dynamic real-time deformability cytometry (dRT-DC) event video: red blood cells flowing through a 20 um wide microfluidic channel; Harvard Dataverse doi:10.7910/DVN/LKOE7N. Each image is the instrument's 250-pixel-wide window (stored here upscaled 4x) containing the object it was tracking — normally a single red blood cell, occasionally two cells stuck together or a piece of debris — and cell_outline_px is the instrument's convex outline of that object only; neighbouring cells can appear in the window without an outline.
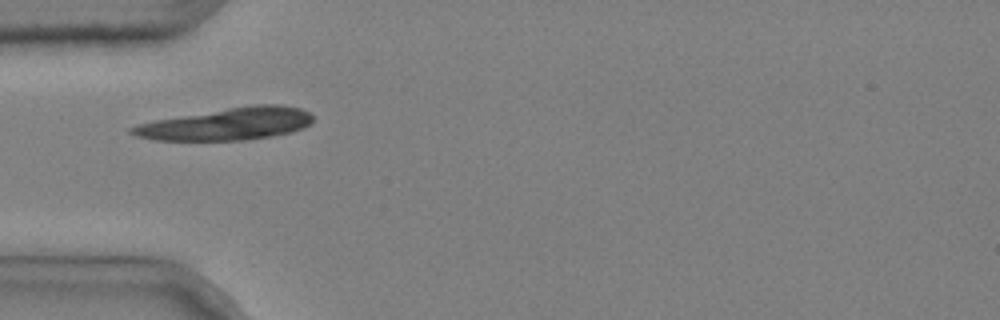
{"species": "common noctule bat (a hibernating species)", "species_latin": "Nyctalus noctula", "temperature_condition": "cold", "stored_images_in_passage": 5, "camera_frame_rate_fps": 3000, "um_per_image_px": 0.085, "animal": {"sex": "male", "body_mass_g": 20.4}, "frame": {"image": 1, "passage_image": 1, "time_ms": 0.0, "image_size_px": [1000, 320], "cell_outline_px": [[312, 124], [304, 128], [292, 132], [272, 136], [244, 140], [156, 140], [136, 136], [128, 132], [128, 128], [136, 124], [152, 120], [228, 108], [256, 104], [280, 104], [300, 108], [312, 112]], "centroid_in_image_um": [19.31, 10.53], "position_along_channel_um": 65.7, "area_um2": 34.22}}
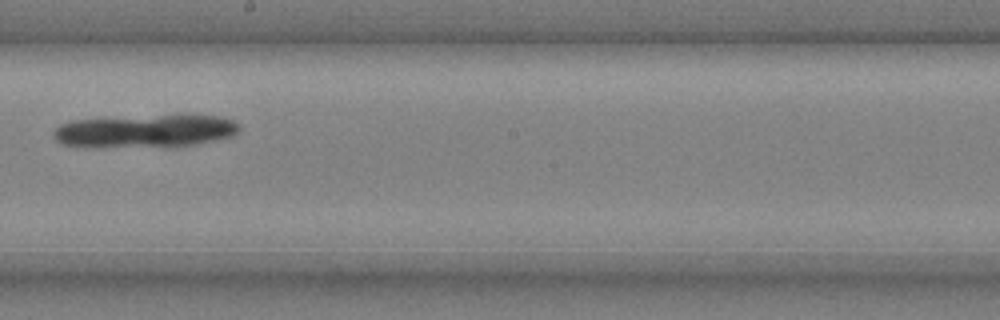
{"frame": {"image": 2, "passage_image": 5, "time_ms": 1.333, "image_size_px": [1000, 320], "cell_outline_px": [[240, 132], [232, 136], [196, 144], [64, 144], [56, 140], [52, 136], [52, 132], [60, 124], [72, 120], [160, 116], [220, 116], [232, 120], [240, 124]], "centroid_in_image_um": [12.44, 11.08], "position_along_channel_um": 235.8, "area_um2": 33.12}}